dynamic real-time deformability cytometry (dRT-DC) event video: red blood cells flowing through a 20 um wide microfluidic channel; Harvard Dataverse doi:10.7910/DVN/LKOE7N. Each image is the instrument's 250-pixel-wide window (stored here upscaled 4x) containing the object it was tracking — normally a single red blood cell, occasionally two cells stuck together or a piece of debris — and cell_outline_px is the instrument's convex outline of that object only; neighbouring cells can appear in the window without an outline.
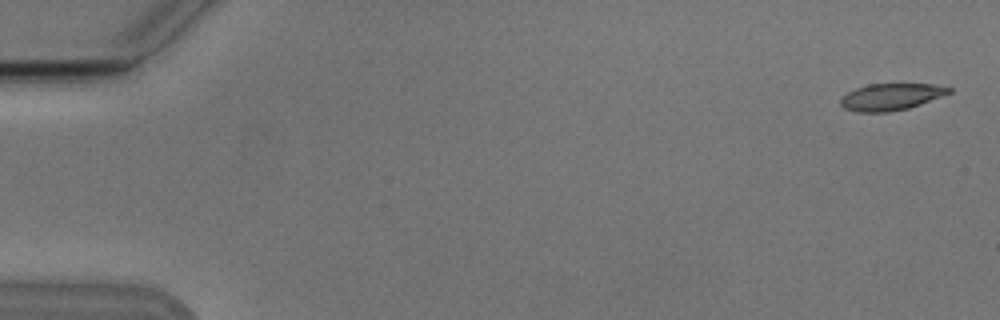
{"species": "Egyptian fruit bat (a non-hibernating species)", "species_latin": "Rousettus aegyptiacus", "temperature_condition": "cold", "stored_images_in_passage": 6, "camera_frame_rate_fps": 3000, "um_per_image_px": 0.085, "animal": {"sex": "male"}, "frame": {"image": 1, "passage_image": 1, "time_ms": 0.0, "image_size_px": [1000, 320], "cell_outline_px": [[952, 92], [920, 104], [908, 108], [888, 112], [856, 112], [844, 108], [840, 104], [840, 100], [848, 92], [856, 88], [868, 84], [932, 84], [952, 88]], "centroid_in_image_um": [75.72, 8.23], "position_along_channel_um": 9.3, "area_um2": 16.76}}